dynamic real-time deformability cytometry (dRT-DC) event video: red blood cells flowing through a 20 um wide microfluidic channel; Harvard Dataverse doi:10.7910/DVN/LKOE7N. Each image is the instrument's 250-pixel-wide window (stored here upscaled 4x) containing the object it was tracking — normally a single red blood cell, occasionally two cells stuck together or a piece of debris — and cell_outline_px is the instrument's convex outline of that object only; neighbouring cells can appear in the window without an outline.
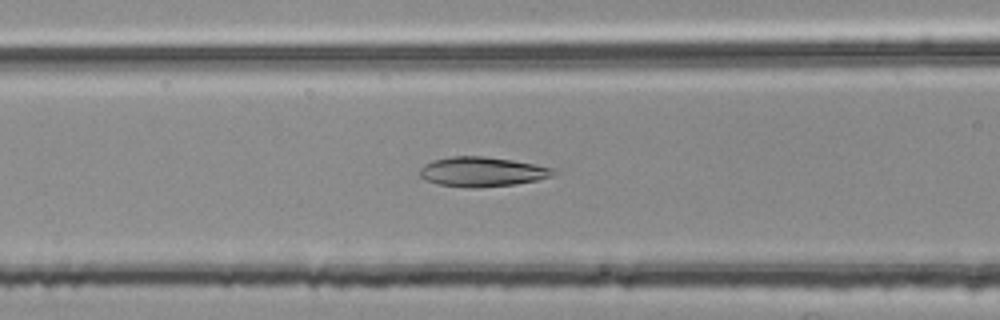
{"species": "common noctule bat (a hibernating species)", "species_latin": "Nyctalus noctula", "temperature_condition": "room temperature", "stored_images_in_passage": 53, "camera_frame_rate_fps": 3000, "um_per_image_px": 0.085, "animal": {"sex": "female", "body_mass_g": 25.1}, "frame": {"image": 1, "passage_image": 21, "time_ms": 6.667, "image_size_px": [1000, 320], "cell_outline_px": [[556, 172], [552, 176], [536, 180], [516, 184], [480, 188], [468, 188], [440, 184], [428, 180], [420, 176], [420, 168], [424, 164], [432, 160], [452, 156], [480, 156], [512, 160], [552, 168]], "centroid_in_image_um": [40.96, 14.6], "position_along_channel_um": 125.6, "area_um2": 22.89}}
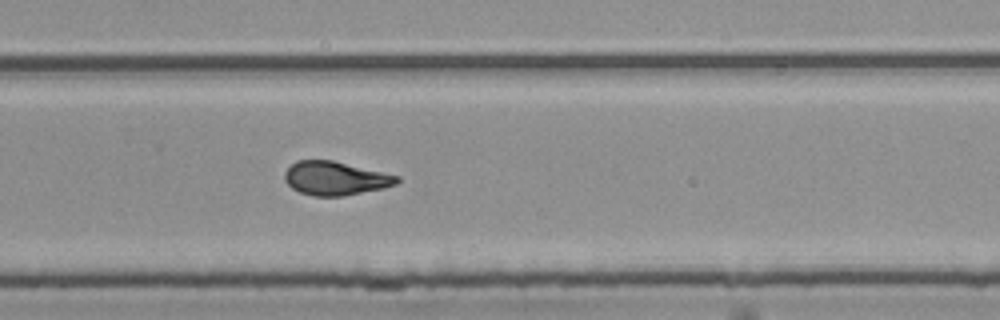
{"frame": {"image": 2, "passage_image": 35, "time_ms": 11.333, "image_size_px": [1000, 320], "cell_outline_px": [[400, 180], [396, 184], [384, 188], [344, 196], [312, 196], [300, 192], [292, 188], [284, 180], [284, 172], [296, 160], [332, 160], [400, 176]], "centroid_in_image_um": [28.5, 15.16], "position_along_channel_um": 301.3, "area_um2": 22.08}}
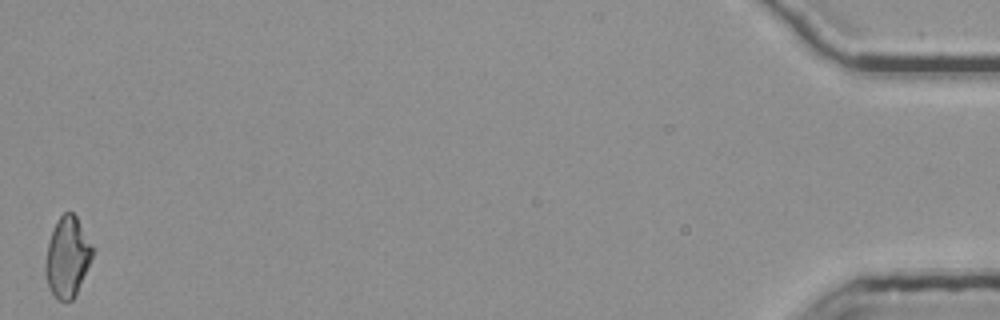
{"frame": {"image": 3, "passage_image": 53, "time_ms": 17.333, "image_size_px": [1000, 320], "cell_outline_px": [[96, 252], [76, 296], [72, 300], [60, 300], [52, 292], [48, 284], [44, 272], [44, 264], [48, 244], [52, 232], [60, 216], [64, 212], [72, 212], [76, 216], [92, 244]], "centroid_in_image_um": [5.76, 21.86], "position_along_channel_um": 429.4, "area_um2": 22.14}, "authors_computed_cell_mechanics": {"area_um2": 22.6576, "velocity_mm_per_s": 3.7729, "shape_relaxation_time_tau1_ms": 6.0106, "shape_relaxation_time_tau2_ms": 1.5522, "deformation_change_tau1": 0.1973, "deformation_change_tau2": 0.0909}}